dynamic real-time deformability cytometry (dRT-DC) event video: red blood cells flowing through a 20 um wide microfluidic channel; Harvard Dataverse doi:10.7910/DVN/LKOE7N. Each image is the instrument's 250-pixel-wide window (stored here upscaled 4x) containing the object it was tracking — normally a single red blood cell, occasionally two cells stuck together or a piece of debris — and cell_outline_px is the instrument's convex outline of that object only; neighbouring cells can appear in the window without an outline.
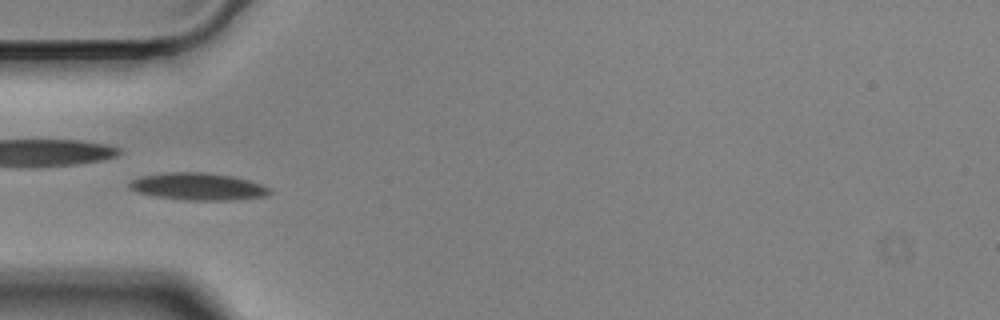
{"species": "Egyptian fruit bat (a non-hibernating species)", "species_latin": "Rousettus aegyptiacus", "temperature_condition": "cold", "stored_images_in_passage": 55, "camera_frame_rate_fps": 3000, "um_per_image_px": 0.085, "animal": {"sex": "male"}, "frame": {"image": 1, "passage_image": 16, "time_ms": 5.0, "image_size_px": [1000, 320], "cell_outline_px": [[272, 192], [268, 196], [232, 200], [184, 200], [156, 196], [136, 192], [128, 188], [128, 184], [132, 180], [140, 176], [164, 172], [204, 172], [232, 176], [248, 180], [272, 188]], "centroid_in_image_um": [16.83, 15.85], "position_along_channel_um": 68.2, "area_um2": 22.43}, "authors_computed_cell_mechanics": {"area_um2": 20.0566, "velocity_mm_per_s": 3.4689, "shape_relaxation_time_tau1_ms": 2.7925, "shape_relaxation_time_tau2_ms": null, "deformation_change_tau1": 0.1052, "deformation_change_tau2": null}}